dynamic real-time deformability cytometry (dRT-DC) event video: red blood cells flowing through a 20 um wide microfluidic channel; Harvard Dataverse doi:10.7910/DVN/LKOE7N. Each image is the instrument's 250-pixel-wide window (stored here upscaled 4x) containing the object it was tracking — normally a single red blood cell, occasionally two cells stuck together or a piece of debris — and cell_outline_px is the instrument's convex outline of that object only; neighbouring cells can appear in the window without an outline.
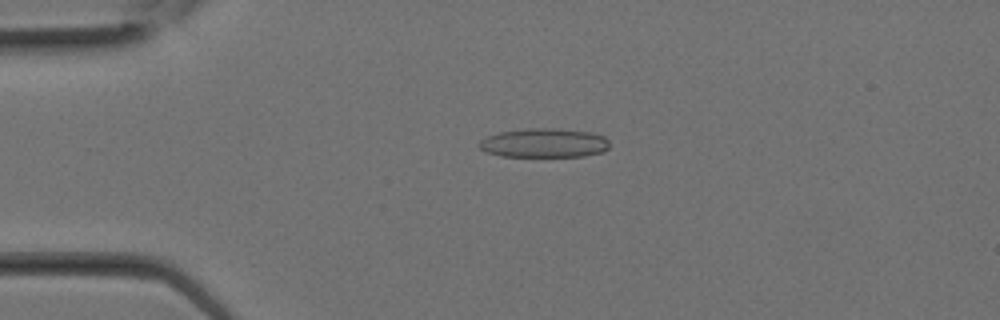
{"species": "Egyptian fruit bat (a non-hibernating species)", "species_latin": "Rousettus aegyptiacus", "temperature_condition": "room temperature", "stored_images_in_passage": 14, "camera_frame_rate_fps": 3000, "um_per_image_px": 0.085, "animal": {"sex": "female"}, "frame": {"image": 1, "passage_image": 7, "time_ms": 2.0, "image_size_px": [1000, 320], "cell_outline_px": [[608, 148], [604, 152], [584, 156], [500, 156], [484, 152], [476, 144], [480, 140], [488, 136], [500, 132], [528, 128], [556, 128], [592, 132], [604, 136], [608, 140]], "centroid_in_image_um": [46.24, 12.15], "position_along_channel_um": 38.8, "area_um2": 22.31}}
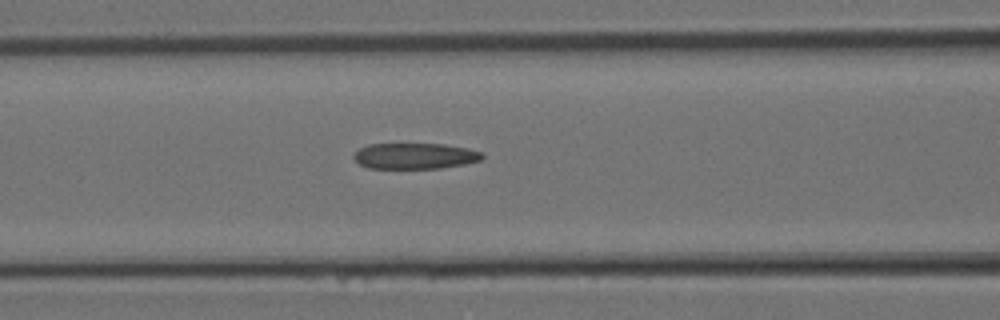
{"frame": {"image": 2, "passage_image": 12, "time_ms": 3.667, "image_size_px": [1000, 320], "cell_outline_px": [[484, 156], [480, 160], [464, 164], [440, 168], [368, 168], [360, 164], [352, 156], [360, 148], [368, 144], [444, 144], [468, 148], [480, 152]], "centroid_in_image_um": [35.26, 13.25], "position_along_channel_um": 131.3, "area_um2": 19.25}}
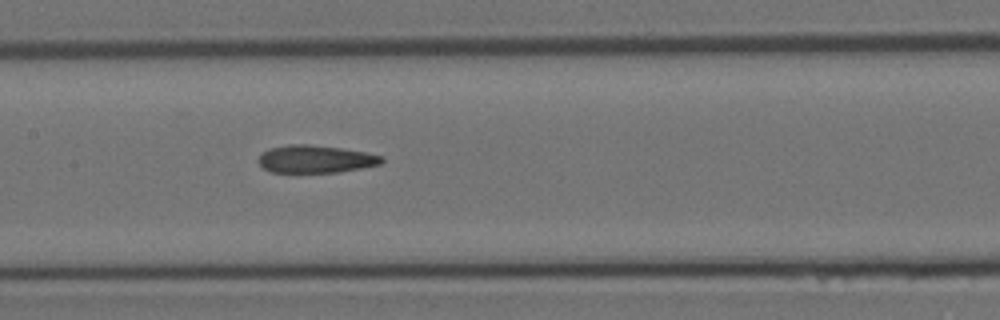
{"frame": {"image": 3, "passage_image": 14, "time_ms": 4.333, "image_size_px": [1000, 320], "cell_outline_px": [[384, 160], [380, 164], [340, 172], [272, 172], [264, 168], [256, 160], [268, 148], [288, 144], [308, 144], [340, 148], [364, 152], [384, 156]], "centroid_in_image_um": [26.81, 13.51], "position_along_channel_um": 180.6, "area_um2": 19.77}}